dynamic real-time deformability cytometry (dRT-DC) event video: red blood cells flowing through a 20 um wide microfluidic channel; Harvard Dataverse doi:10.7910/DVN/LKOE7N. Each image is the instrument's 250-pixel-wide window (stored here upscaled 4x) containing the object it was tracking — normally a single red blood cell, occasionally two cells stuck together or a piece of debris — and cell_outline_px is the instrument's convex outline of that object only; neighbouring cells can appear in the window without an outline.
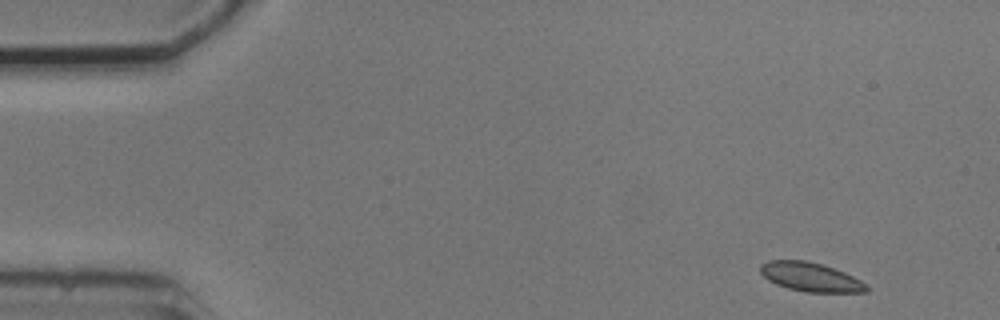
{"species": "common noctule bat (a hibernating species)", "species_latin": "Nyctalus noctula", "temperature_condition": "cold", "stored_images_in_passage": 4, "camera_frame_rate_fps": 3000, "um_per_image_px": 0.085, "animal": {"sex": "male", "body_mass_g": 20.5, "forearm_length_mm": 52.5}, "frame": {"image": 1, "passage_image": 1, "time_ms": 0.0, "image_size_px": [1000, 320], "cell_outline_px": [[872, 288], [868, 292], [804, 292], [788, 288], [776, 284], [768, 280], [760, 272], [760, 264], [768, 260], [804, 260], [820, 264], [844, 272], [868, 284]], "centroid_in_image_um": [68.92, 23.55], "position_along_channel_um": 16.1, "area_um2": 17.98}}
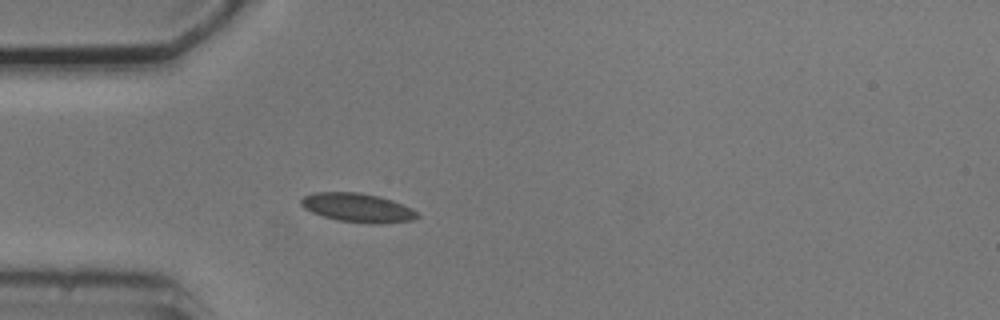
{"frame": {"image": 2, "passage_image": 4, "time_ms": 3.667, "image_size_px": [1000, 320], "cell_outline_px": [[420, 216], [412, 220], [380, 224], [368, 224], [340, 220], [324, 216], [312, 212], [304, 208], [300, 204], [300, 200], [304, 196], [312, 192], [360, 192], [380, 196], [392, 200], [412, 208]], "centroid_in_image_um": [30.4, 17.65], "position_along_channel_um": 54.6, "area_um2": 19.65}}